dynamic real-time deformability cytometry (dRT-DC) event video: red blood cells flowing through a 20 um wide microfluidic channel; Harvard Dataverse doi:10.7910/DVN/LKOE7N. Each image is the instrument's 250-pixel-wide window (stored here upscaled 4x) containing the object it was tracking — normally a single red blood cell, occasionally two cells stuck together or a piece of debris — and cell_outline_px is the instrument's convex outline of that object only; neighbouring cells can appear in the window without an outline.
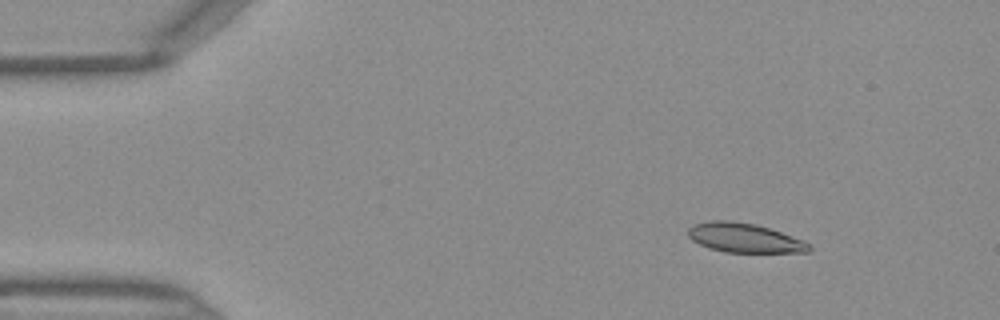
{"species": "Egyptian fruit bat (a non-hibernating species)", "species_latin": "Rousettus aegyptiacus", "temperature_condition": "warm", "stored_images_in_passage": 41, "camera_frame_rate_fps": 3000, "um_per_image_px": 0.085, "frame": {"image": 1, "passage_image": 1, "time_ms": 0.0, "image_size_px": [1000, 320], "cell_outline_px": [[812, 248], [808, 252], [724, 252], [708, 248], [692, 240], [688, 236], [688, 228], [692, 224], [708, 220], [732, 220], [756, 224], [804, 240], [812, 244]], "centroid_in_image_um": [63.26, 20.21], "position_along_channel_um": 21.7, "area_um2": 20.87}}
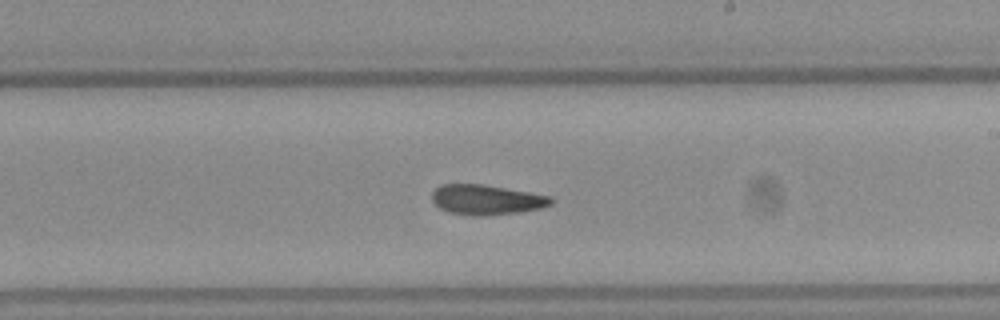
{"frame": {"image": 2, "passage_image": 22, "time_ms": 7.0, "image_size_px": [1000, 320], "cell_outline_px": [[552, 204], [540, 208], [516, 212], [480, 216], [472, 216], [448, 212], [440, 208], [432, 200], [432, 192], [440, 184], [484, 184], [552, 196]], "centroid_in_image_um": [41.33, 16.97], "position_along_channel_um": 247.7, "area_um2": 20.75}}
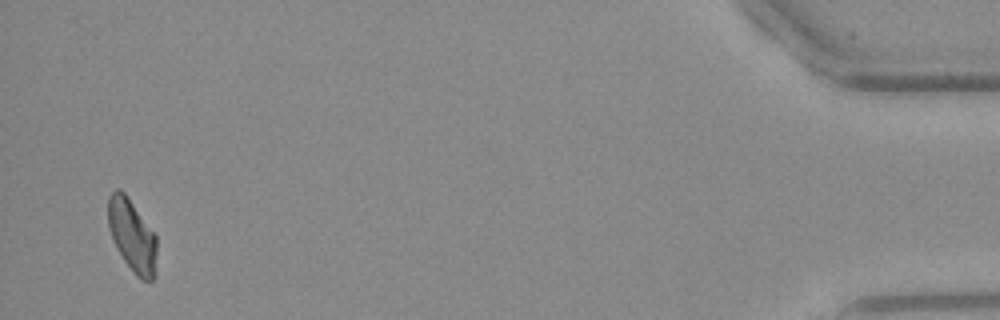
{"frame": {"image": 3, "passage_image": 40, "time_ms": 13.0, "image_size_px": [1000, 320], "cell_outline_px": [[156, 276], [152, 280], [140, 280], [136, 276], [124, 260], [116, 248], [112, 240], [108, 224], [108, 196], [116, 188], [120, 188], [124, 192], [156, 236]], "centroid_in_image_um": [11.22, 20.05], "position_along_channel_um": 424.0, "area_um2": 20.52}}